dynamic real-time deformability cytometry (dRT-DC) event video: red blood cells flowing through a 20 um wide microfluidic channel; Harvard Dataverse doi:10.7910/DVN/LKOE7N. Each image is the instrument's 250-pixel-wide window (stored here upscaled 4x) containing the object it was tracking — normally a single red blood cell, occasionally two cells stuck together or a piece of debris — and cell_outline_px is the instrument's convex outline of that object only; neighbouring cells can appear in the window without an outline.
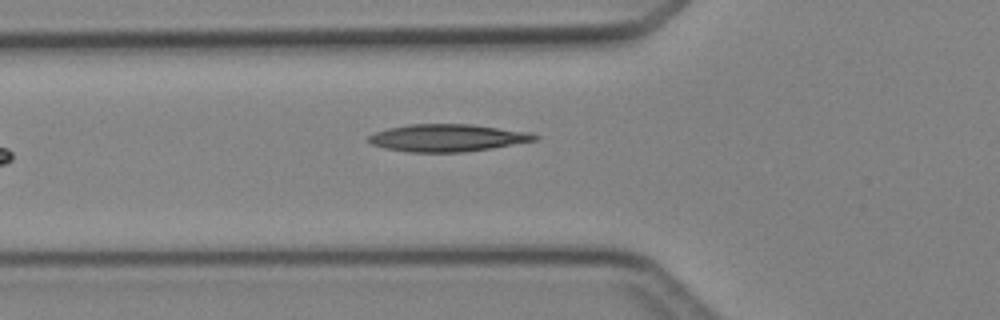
{"species": "Egyptian fruit bat (a non-hibernating species)", "species_latin": "Rousettus aegyptiacus", "temperature_condition": "cold", "stored_images_in_passage": 2, "camera_frame_rate_fps": 3000, "um_per_image_px": 0.085, "animal": {"sex": "female"}, "frame": {"image": 1, "passage_image": 2, "time_ms": 1.333, "image_size_px": [1000, 320], "cell_outline_px": [[540, 136], [536, 140], [492, 148], [460, 152], [408, 152], [388, 148], [372, 144], [368, 140], [368, 136], [376, 132], [388, 128], [408, 124], [468, 124], [528, 132]], "centroid_in_image_um": [38.02, 11.71], "position_along_channel_um": 87.8, "area_um2": 26.13}}